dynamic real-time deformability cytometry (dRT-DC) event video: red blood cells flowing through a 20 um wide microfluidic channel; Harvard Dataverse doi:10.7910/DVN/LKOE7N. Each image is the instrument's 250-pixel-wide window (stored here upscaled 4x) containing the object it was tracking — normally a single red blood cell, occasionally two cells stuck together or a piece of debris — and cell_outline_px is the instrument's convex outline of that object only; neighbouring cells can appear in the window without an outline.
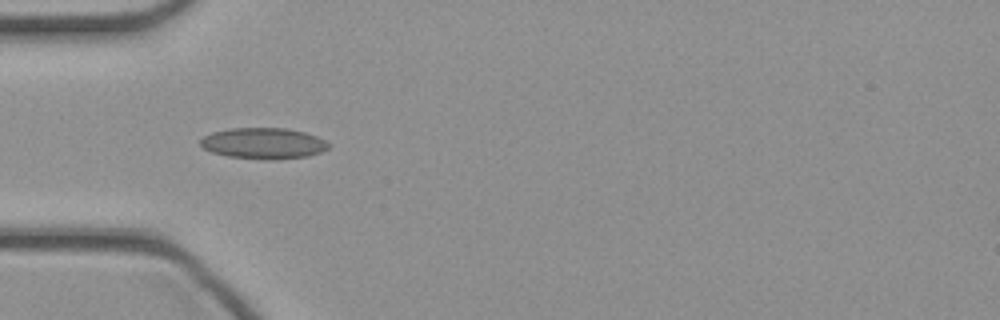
{"species": "common noctule bat (a hibernating species)", "species_latin": "Nyctalus noctula", "temperature_condition": "cold", "stored_images_in_passage": 32, "camera_frame_rate_fps": 3000, "um_per_image_px": 0.085, "animal": {"sex": "female", "body_mass_g": 21.9}, "frame": {"image": 1, "passage_image": 1, "time_ms": 0.0, "image_size_px": [1000, 320], "cell_outline_px": [[332, 144], [328, 148], [320, 152], [308, 156], [268, 160], [228, 156], [212, 152], [204, 148], [200, 144], [200, 140], [204, 136], [212, 132], [232, 128], [288, 128], [304, 132], [316, 136]], "centroid_in_image_um": [22.41, 12.18], "position_along_channel_um": 62.6, "area_um2": 23.12}}
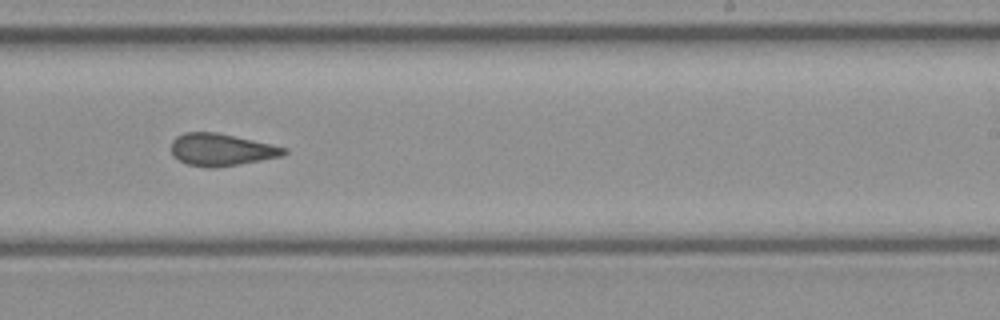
{"frame": {"image": 2, "passage_image": 15, "time_ms": 4.667, "image_size_px": [1000, 320], "cell_outline_px": [[288, 152], [280, 156], [260, 160], [216, 168], [212, 168], [188, 164], [172, 156], [172, 140], [176, 136], [184, 132], [216, 132], [272, 144], [288, 148]], "centroid_in_image_um": [18.8, 12.71], "position_along_channel_um": 270.2, "area_um2": 21.04}}
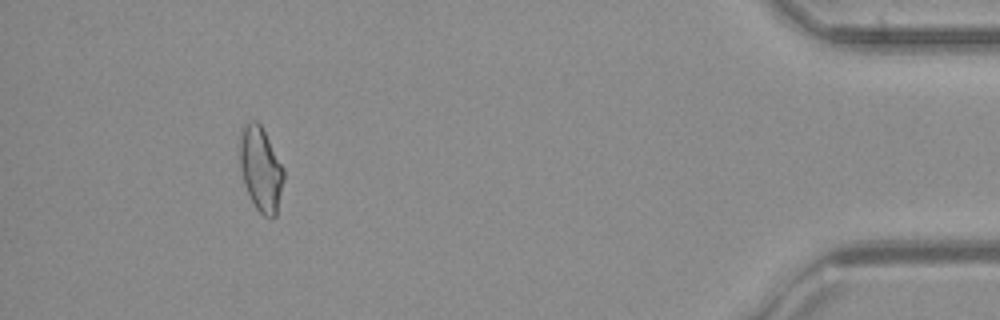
{"frame": {"image": 3, "passage_image": 29, "time_ms": 9.333, "image_size_px": [1000, 320], "cell_outline_px": [[284, 180], [276, 216], [272, 220], [264, 216], [256, 208], [244, 184], [240, 168], [240, 132], [244, 124], [248, 120], [256, 120], [260, 124], [284, 168]], "centroid_in_image_um": [22.17, 14.37], "position_along_channel_um": 413.0, "area_um2": 21.68}}